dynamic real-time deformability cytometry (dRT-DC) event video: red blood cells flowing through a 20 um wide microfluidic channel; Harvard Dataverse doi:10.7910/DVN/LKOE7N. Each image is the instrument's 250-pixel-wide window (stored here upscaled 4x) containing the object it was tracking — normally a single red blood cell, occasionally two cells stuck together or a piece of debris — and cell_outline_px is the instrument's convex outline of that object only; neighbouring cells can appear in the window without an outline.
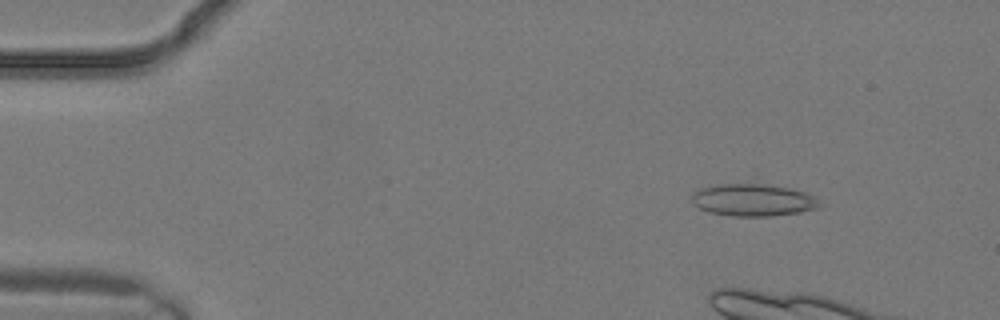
{"species": "common noctule bat (a hibernating species)", "species_latin": "Nyctalus noctula", "temperature_condition": "warm", "stored_images_in_passage": 3, "camera_frame_rate_fps": 3000, "um_per_image_px": 0.085, "animal": {"sex": "male", "body_mass_g": 19.2, "forearm_length_mm": 51.8}, "frame": {"image": 1, "passage_image": 1, "time_ms": 0.0, "image_size_px": [1000, 320], "cell_outline_px": [[820, 204], [816, 208], [800, 212], [772, 216], [732, 216], [708, 212], [692, 204], [692, 196], [700, 188], [708, 184], [764, 184], [792, 188], [816, 196]], "centroid_in_image_um": [63.99, 17.0], "position_along_channel_um": 21.0, "area_um2": 24.1}}